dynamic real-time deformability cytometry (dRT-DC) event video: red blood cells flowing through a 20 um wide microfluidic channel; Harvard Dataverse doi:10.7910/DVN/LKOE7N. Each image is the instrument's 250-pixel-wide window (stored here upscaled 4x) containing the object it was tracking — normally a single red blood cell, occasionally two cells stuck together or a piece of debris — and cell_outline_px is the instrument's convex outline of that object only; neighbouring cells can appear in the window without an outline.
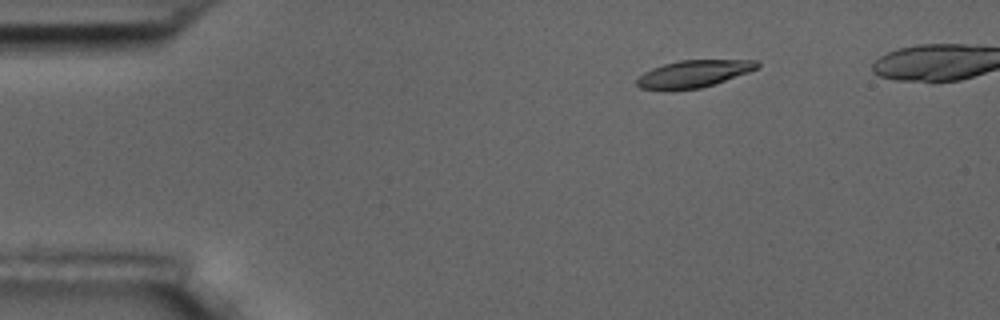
{"species": "common noctule bat (a hibernating species)", "species_latin": "Nyctalus noctula", "temperature_condition": "room temperature", "stored_images_in_passage": 5, "segment_of_instrument_passage": [1, 2], "camera_frame_rate_fps": 3000, "um_per_image_px": 0.085, "animal": {"sex": "male", "body_mass_g": 17.5, "forearm_length_mm": 52.3}, "frame": {"image": 1, "passage_image": 2, "time_ms": 2.0, "image_size_px": [1000, 320], "cell_outline_px": [[760, 64], [756, 68], [748, 72], [700, 88], [640, 88], [636, 84], [636, 80], [644, 72], [652, 68], [664, 64], [680, 60], [756, 60]], "centroid_in_image_um": [58.97, 6.23], "position_along_channel_um": 26.0, "area_um2": 18.26}}